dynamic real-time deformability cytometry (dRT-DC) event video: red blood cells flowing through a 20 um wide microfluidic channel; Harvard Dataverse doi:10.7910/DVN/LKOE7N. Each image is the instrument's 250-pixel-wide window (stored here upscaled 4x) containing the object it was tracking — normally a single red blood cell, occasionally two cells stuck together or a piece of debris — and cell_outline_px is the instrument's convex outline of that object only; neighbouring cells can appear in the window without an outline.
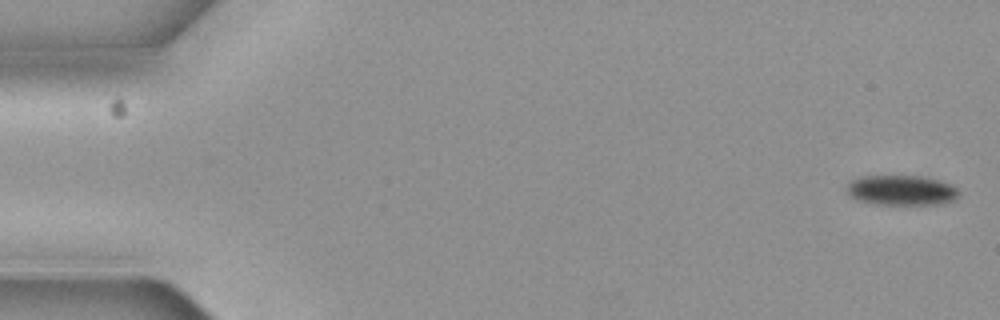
{"species": "common noctule bat (a hibernating species)", "species_latin": "Nyctalus noctula", "temperature_condition": "cold", "stored_images_in_passage": 5, "camera_frame_rate_fps": 3000, "um_per_image_px": 0.085, "animal": {"sex": "female", "body_mass_g": 19.3, "forearm_length_mm": 54.1}, "frame": {"image": 1, "passage_image": 1, "time_ms": 0.0, "image_size_px": [1000, 320], "cell_outline_px": [[960, 192], [952, 200], [940, 204], [872, 204], [856, 200], [848, 192], [848, 184], [852, 180], [864, 176], [924, 176], [940, 180], [952, 184]], "centroid_in_image_um": [76.64, 16.17], "position_along_channel_um": 8.4, "area_um2": 19.54}}
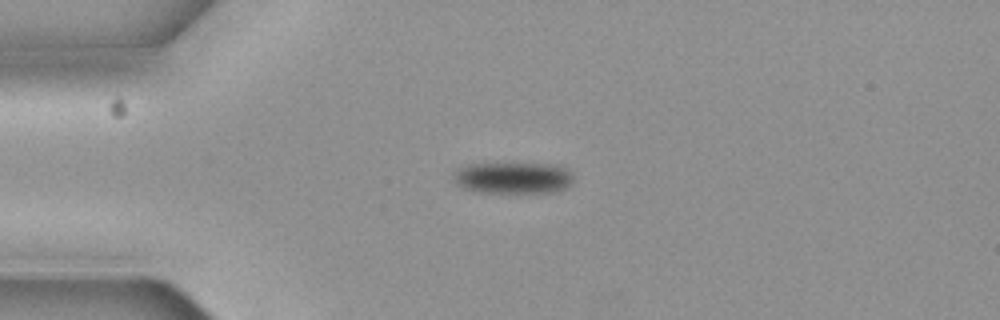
{"frame": {"image": 2, "passage_image": 4, "time_ms": 1.0, "image_size_px": [1000, 320], "cell_outline_px": [[572, 184], [556, 192], [484, 192], [464, 188], [456, 184], [452, 180], [452, 176], [456, 168], [468, 164], [560, 164], [568, 168], [572, 172]], "centroid_in_image_um": [43.63, 15.1], "position_along_channel_um": 41.4, "area_um2": 22.2}}